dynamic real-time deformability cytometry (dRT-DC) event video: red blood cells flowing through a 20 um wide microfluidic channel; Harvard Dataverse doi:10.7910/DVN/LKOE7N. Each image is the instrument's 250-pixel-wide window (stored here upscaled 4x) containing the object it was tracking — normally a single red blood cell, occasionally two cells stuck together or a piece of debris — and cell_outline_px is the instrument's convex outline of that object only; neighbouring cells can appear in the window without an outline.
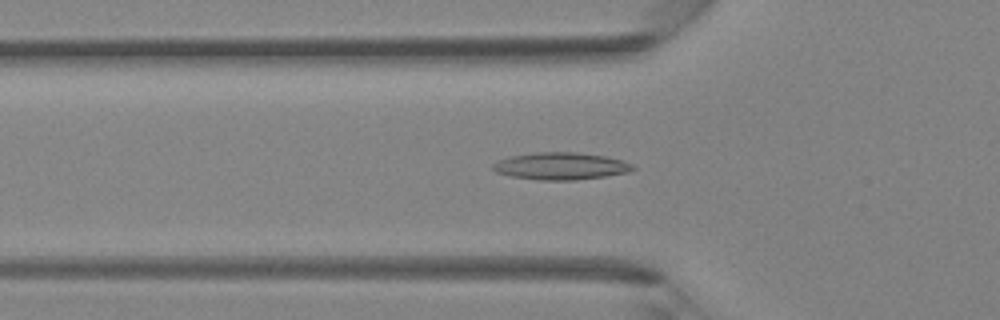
{"species": "Egyptian fruit bat (a non-hibernating species)", "species_latin": "Rousettus aegyptiacus", "temperature_condition": "room temperature", "stored_images_in_passage": 31, "camera_frame_rate_fps": 3000, "um_per_image_px": 0.085, "animal": {"sex": "female"}, "frame": {"image": 1, "passage_image": 3, "time_ms": 0.667, "image_size_px": [1000, 320], "cell_outline_px": [[636, 168], [628, 172], [604, 176], [576, 180], [540, 180], [512, 176], [496, 172], [492, 168], [492, 164], [508, 156], [536, 152], [572, 152], [604, 156], [620, 160], [632, 164]], "centroid_in_image_um": [47.64, 14.11], "position_along_channel_um": 78.2, "area_um2": 21.96}}
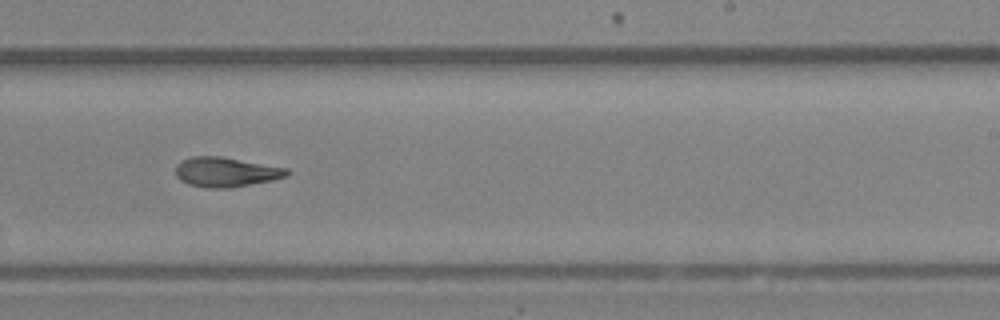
{"frame": {"image": 2, "passage_image": 15, "time_ms": 4.667, "image_size_px": [1000, 320], "cell_outline_px": [[292, 172], [288, 176], [272, 180], [228, 188], [208, 188], [188, 184], [180, 180], [176, 176], [176, 164], [180, 160], [192, 156], [220, 156], [288, 168]], "centroid_in_image_um": [19.2, 14.61], "position_along_channel_um": 269.8, "area_um2": 19.36}}
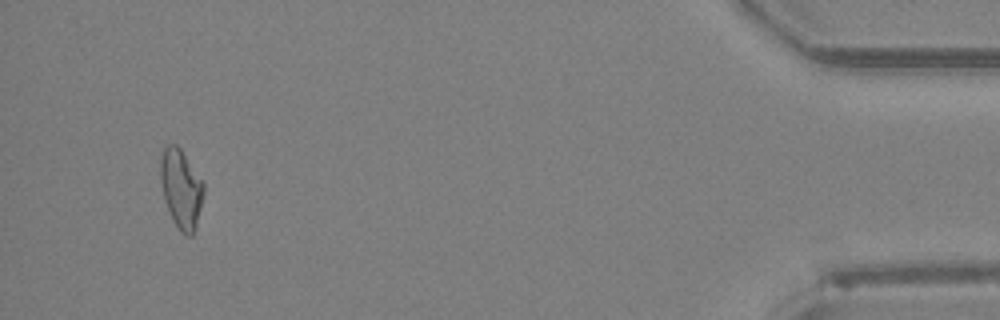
{"frame": {"image": 3, "passage_image": 29, "time_ms": 9.333, "image_size_px": [1000, 320], "cell_outline_px": [[204, 192], [196, 228], [192, 236], [184, 236], [180, 232], [172, 220], [164, 200], [160, 180], [160, 156], [164, 148], [168, 144], [176, 144], [180, 148], [204, 184]], "centroid_in_image_um": [15.38, 16.08], "position_along_channel_um": 419.8, "area_um2": 20.0}}